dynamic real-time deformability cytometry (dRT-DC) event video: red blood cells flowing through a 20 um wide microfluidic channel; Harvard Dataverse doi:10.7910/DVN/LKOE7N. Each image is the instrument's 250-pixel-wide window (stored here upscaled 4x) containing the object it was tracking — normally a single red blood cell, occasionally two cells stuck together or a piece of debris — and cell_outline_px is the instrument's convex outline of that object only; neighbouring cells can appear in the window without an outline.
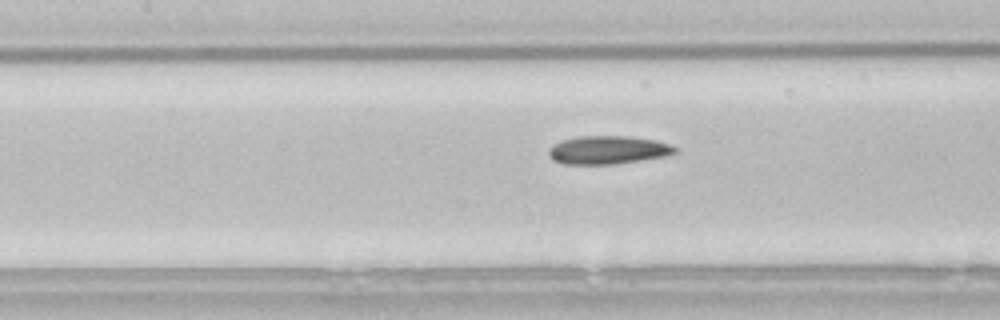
{"species": "common noctule bat (a hibernating species)", "species_latin": "Nyctalus noctula", "temperature_condition": "room temperature", "stored_images_in_passage": 37, "camera_frame_rate_fps": 3000, "um_per_image_px": 0.085, "animal": {"sex": "male", "body_mass_g": 21.5, "forearm_length_mm": 52.0}, "frame": {"image": 1, "passage_image": 13, "time_ms": 4.0, "image_size_px": [1000, 320], "cell_outline_px": [[680, 152], [664, 156], [616, 164], [564, 164], [552, 160], [548, 156], [548, 148], [560, 140], [576, 136], [628, 136], [656, 140], [672, 144]], "centroid_in_image_um": [51.66, 12.74], "position_along_channel_um": 155.7, "area_um2": 21.1}}
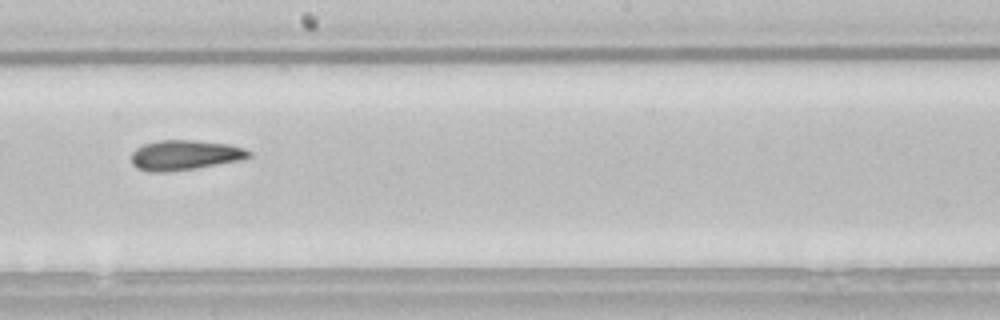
{"frame": {"image": 2, "passage_image": 19, "time_ms": 6.0, "image_size_px": [1000, 320], "cell_outline_px": [[252, 156], [244, 160], [196, 168], [168, 172], [148, 172], [136, 168], [132, 164], [132, 152], [136, 148], [144, 144], [160, 140], [196, 140], [228, 144], [244, 148], [252, 152]], "centroid_in_image_um": [15.73, 13.19], "position_along_channel_um": 232.5, "area_um2": 20.81}}
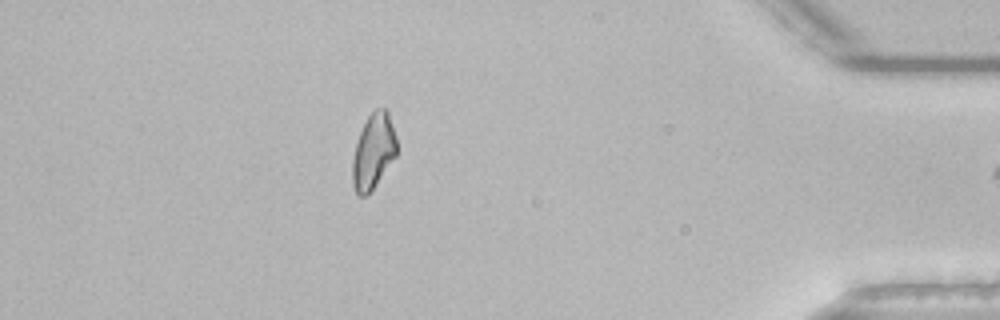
{"frame": {"image": 3, "passage_image": 36, "time_ms": 11.667, "image_size_px": [1000, 320], "cell_outline_px": [[396, 156], [376, 184], [364, 196], [360, 196], [356, 192], [352, 184], [352, 160], [356, 144], [360, 132], [368, 116], [376, 108], [384, 108], [388, 112], [396, 136]], "centroid_in_image_um": [31.73, 12.85], "position_along_channel_um": 403.5, "area_um2": 19.13}, "authors_computed_cell_mechanics": {"area_um2": 19.941, "velocity_mm_per_s": 3.8455, "shape_relaxation_time_tau1_ms": null, "shape_relaxation_time_tau2_ms": 5.71, "deformation_change_tau1": null, "deformation_change_tau2": 0.1371}}